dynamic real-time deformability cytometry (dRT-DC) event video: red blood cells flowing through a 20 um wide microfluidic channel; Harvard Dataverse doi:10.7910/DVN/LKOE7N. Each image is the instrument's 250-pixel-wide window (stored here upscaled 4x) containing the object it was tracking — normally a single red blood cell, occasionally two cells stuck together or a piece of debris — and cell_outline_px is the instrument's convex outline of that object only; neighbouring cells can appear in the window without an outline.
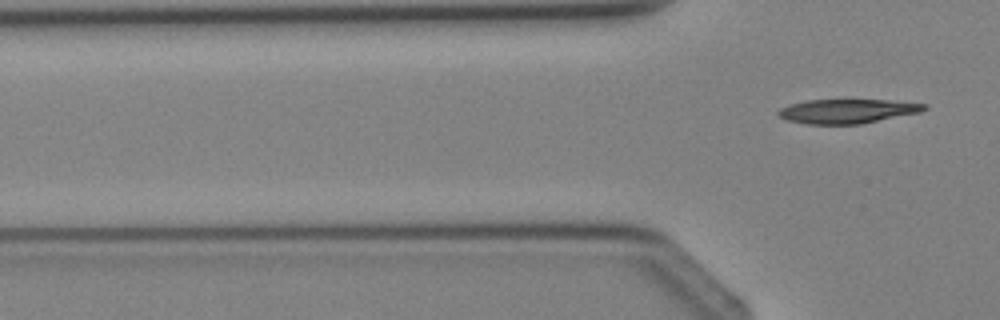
{"species": "Egyptian fruit bat (a non-hibernating species)", "species_latin": "Rousettus aegyptiacus", "temperature_condition": "cold", "stored_images_in_passage": 4, "camera_frame_rate_fps": 3000, "um_per_image_px": 0.085, "animal": {"sex": "female"}, "frame": {"image": 1, "passage_image": 4, "time_ms": 4.667, "image_size_px": [1000, 320], "cell_outline_px": [[928, 108], [920, 112], [860, 124], [808, 124], [788, 120], [780, 116], [776, 112], [780, 108], [788, 104], [808, 100], [848, 96], [928, 104]], "centroid_in_image_um": [72.03, 9.39], "position_along_channel_um": 53.8, "area_um2": 21.68}}